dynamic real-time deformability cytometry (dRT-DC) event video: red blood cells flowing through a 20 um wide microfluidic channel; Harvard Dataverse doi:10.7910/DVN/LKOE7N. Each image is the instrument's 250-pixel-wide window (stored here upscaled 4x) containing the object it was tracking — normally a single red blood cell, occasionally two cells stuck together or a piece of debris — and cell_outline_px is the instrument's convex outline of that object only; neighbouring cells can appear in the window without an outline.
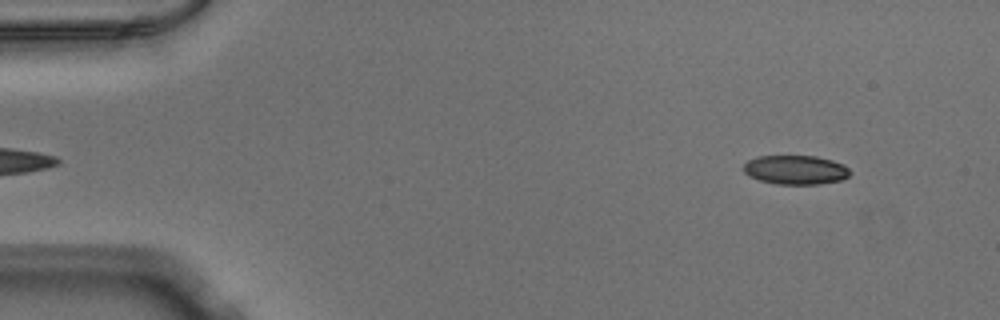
{"species": "Egyptian fruit bat (a non-hibernating species)", "species_latin": "Rousettus aegyptiacus", "temperature_condition": "warm", "stored_images_in_passage": 49, "camera_frame_rate_fps": 3000, "um_per_image_px": 0.085, "animal": {"sex": "male"}, "frame": {"image": 1, "passage_image": 2, "time_ms": 0.333, "image_size_px": [1000, 320], "cell_outline_px": [[852, 172], [848, 176], [840, 180], [820, 184], [776, 184], [760, 180], [748, 176], [744, 172], [744, 164], [748, 160], [756, 156], [816, 156], [832, 160], [844, 164]], "centroid_in_image_um": [67.62, 14.43], "position_along_channel_um": 17.4, "area_um2": 18.15}}
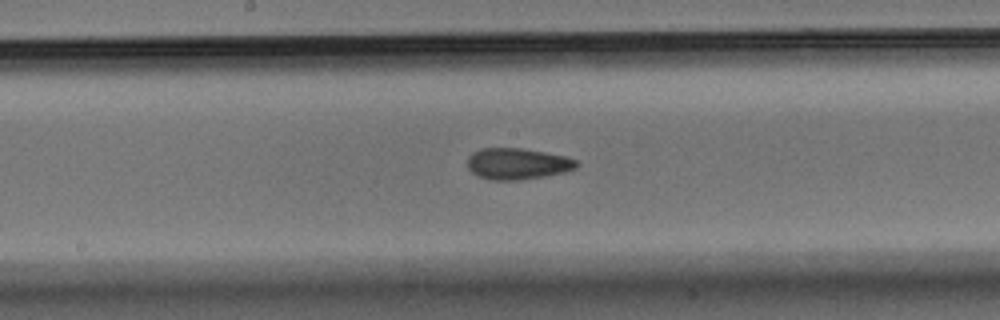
{"frame": {"image": 2, "passage_image": 24, "time_ms": 7.667, "image_size_px": [1000, 320], "cell_outline_px": [[580, 164], [576, 168], [564, 172], [544, 176], [520, 180], [488, 180], [472, 172], [468, 168], [468, 156], [472, 152], [480, 148], [520, 148], [544, 152], [564, 156], [576, 160]], "centroid_in_image_um": [43.97, 13.92], "position_along_channel_um": 204.2, "area_um2": 19.88}}
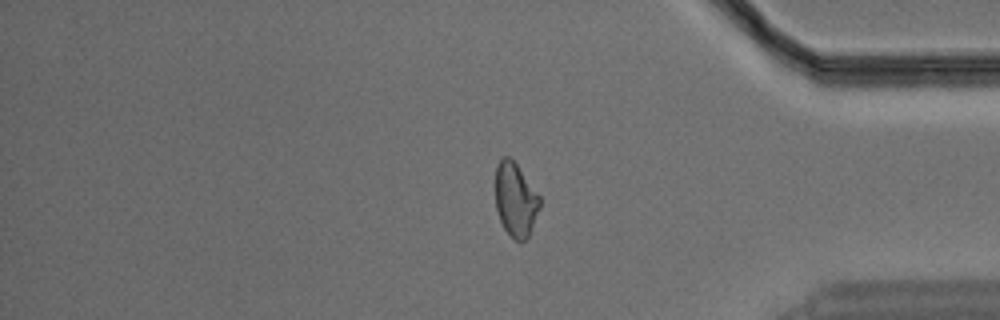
{"frame": {"image": 3, "passage_image": 40, "time_ms": 13.0, "image_size_px": [1000, 320], "cell_outline_px": [[540, 208], [528, 236], [520, 244], [504, 228], [500, 220], [496, 208], [496, 164], [504, 156], [508, 156], [516, 164], [540, 196]], "centroid_in_image_um": [43.82, 16.98], "position_along_channel_um": 391.4, "area_um2": 18.84}}